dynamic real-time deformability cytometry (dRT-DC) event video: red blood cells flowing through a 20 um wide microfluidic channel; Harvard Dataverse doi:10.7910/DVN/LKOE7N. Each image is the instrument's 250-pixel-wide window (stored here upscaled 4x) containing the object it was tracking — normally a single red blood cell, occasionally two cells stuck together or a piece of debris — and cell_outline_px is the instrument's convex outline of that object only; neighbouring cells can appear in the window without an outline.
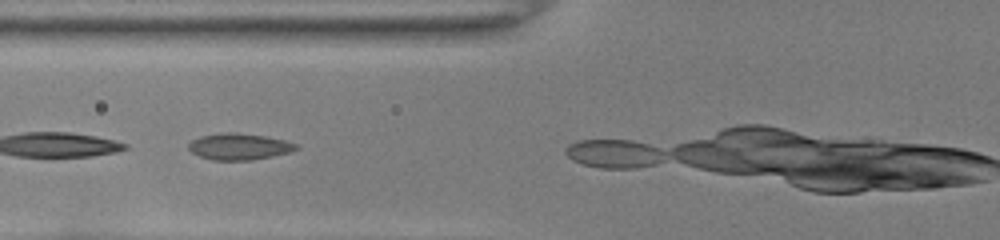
{"species": "common noctule bat (a hibernating species)", "species_latin": "Nyctalus noctula", "temperature_condition": "room temperature", "stored_images_in_passage": 6, "camera_frame_rate_fps": 3000, "um_per_image_px": 0.085, "animal": {"sex": "female", "body_mass_g": 22.0, "forearm_length_mm": 56.7}, "frame": {"image": 1, "passage_image": 4, "time_ms": 1.0, "image_size_px": [1000, 240], "cell_outline_px": [[300, 148], [292, 152], [252, 160], [212, 160], [200, 156], [192, 152], [188, 148], [188, 144], [192, 140], [200, 136], [220, 132], [236, 132], [264, 136], [284, 140], [300, 144]], "centroid_in_image_um": [20.36, 12.45], "position_along_channel_um": 105.4, "area_um2": 16.76}}